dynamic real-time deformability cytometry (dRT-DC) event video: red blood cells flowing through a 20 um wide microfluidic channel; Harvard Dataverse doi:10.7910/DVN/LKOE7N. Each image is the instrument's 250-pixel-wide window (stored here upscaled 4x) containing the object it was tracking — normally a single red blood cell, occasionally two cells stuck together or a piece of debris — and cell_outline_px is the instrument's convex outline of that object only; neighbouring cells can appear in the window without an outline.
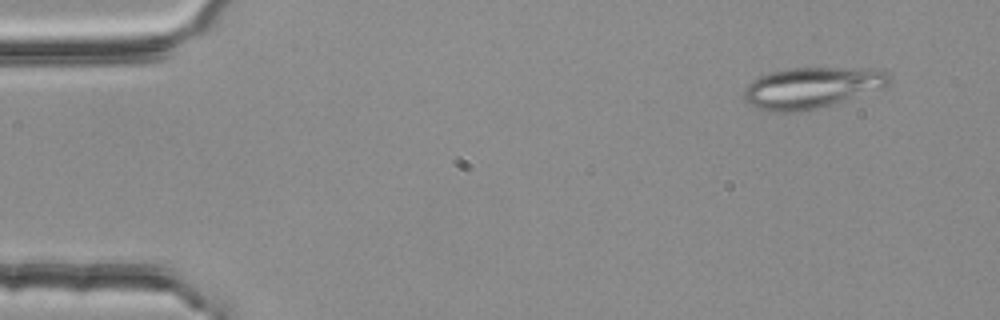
{"species": "common noctule bat (a hibernating species)", "species_latin": "Nyctalus noctula", "temperature_condition": "room temperature", "stored_images_in_passage": 4, "camera_frame_rate_fps": 3000, "um_per_image_px": 0.085, "animal": {"sex": "female", "body_mass_g": 25.1}, "frame": {"image": 1, "passage_image": 1, "time_ms": 0.0, "image_size_px": [1000, 320], "cell_outline_px": [[892, 80], [884, 88], [832, 104], [816, 108], [788, 112], [768, 112], [756, 108], [748, 104], [744, 100], [744, 88], [752, 80], [760, 76], [772, 72], [788, 68], [876, 68], [888, 72]], "centroid_in_image_um": [69.0, 7.44], "position_along_channel_um": 16.0, "area_um2": 34.85}}